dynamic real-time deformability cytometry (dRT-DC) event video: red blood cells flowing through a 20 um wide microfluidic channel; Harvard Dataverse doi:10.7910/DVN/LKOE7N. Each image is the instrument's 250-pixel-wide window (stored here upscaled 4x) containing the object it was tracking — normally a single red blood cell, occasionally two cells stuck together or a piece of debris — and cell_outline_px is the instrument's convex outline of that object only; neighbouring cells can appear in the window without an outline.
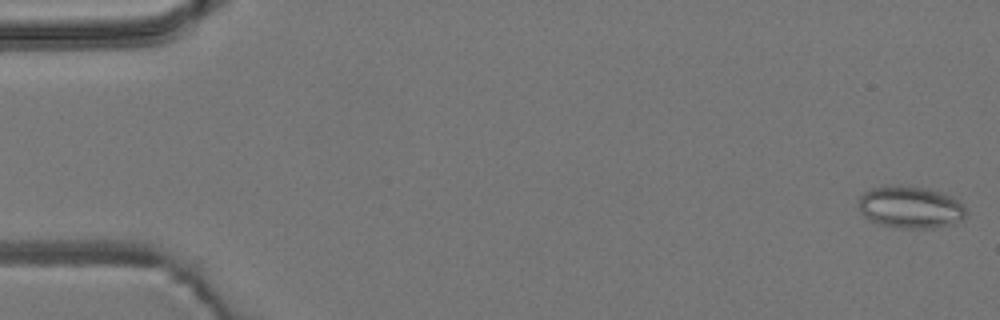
{"species": "common noctule bat (a hibernating species)", "species_latin": "Nyctalus noctula", "temperature_condition": "room temperature", "stored_images_in_passage": 7, "segment_of_instrument_passage": [1, 2], "camera_frame_rate_fps": 3000, "um_per_image_px": 0.085, "animal": {"sex": "male", "body_mass_g": 19.2, "forearm_length_mm": 51.8}, "frame": {"image": 1, "passage_image": 1, "time_ms": 0.0, "image_size_px": [1000, 320], "cell_outline_px": [[968, 212], [960, 220], [952, 224], [932, 228], [900, 228], [880, 224], [868, 220], [860, 212], [860, 196], [864, 192], [872, 188], [884, 184], [900, 184], [928, 188], [940, 192], [956, 200]], "centroid_in_image_um": [77.33, 17.59], "position_along_channel_um": 7.7, "area_um2": 26.47}}